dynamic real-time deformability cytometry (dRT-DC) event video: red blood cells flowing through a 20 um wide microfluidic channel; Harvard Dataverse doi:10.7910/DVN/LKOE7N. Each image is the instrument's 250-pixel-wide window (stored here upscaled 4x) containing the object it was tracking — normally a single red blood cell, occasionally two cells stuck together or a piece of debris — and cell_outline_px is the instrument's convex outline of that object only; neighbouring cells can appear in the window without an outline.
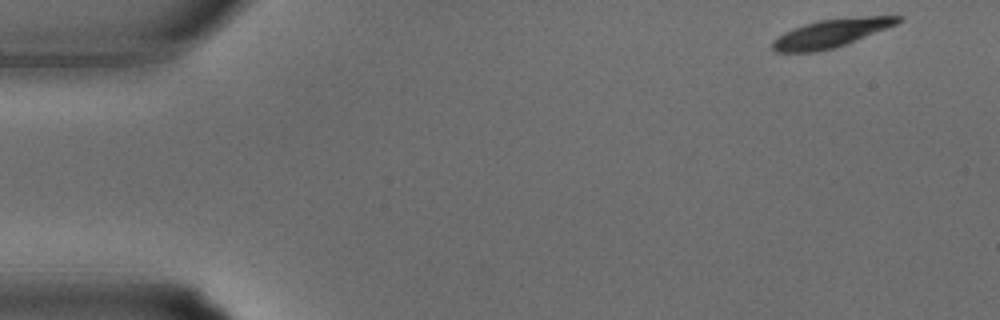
{"species": "common noctule bat (a hibernating species)", "species_latin": "Nyctalus noctula", "temperature_condition": "warm", "stored_images_in_passage": 7, "camera_frame_rate_fps": 3000, "um_per_image_px": 0.085, "animal": {"sex": "male", "body_mass_g": 15.6}, "frame": {"image": 1, "passage_image": 1, "time_ms": 0.0, "image_size_px": [1000, 320], "cell_outline_px": [[904, 20], [896, 24], [836, 48], [816, 52], [776, 52], [772, 48], [772, 40], [784, 32], [804, 24], [816, 20], [864, 16], [904, 16]], "centroid_in_image_um": [70.63, 2.82], "position_along_channel_um": 14.4, "area_um2": 20.63}}